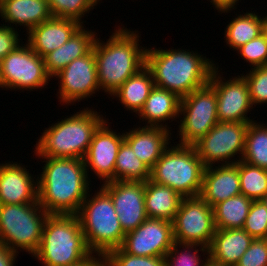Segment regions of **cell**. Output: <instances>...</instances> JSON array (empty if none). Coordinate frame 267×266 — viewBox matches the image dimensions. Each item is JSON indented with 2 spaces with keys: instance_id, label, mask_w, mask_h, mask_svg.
<instances>
[{
  "instance_id": "cell-1",
  "label": "cell",
  "mask_w": 267,
  "mask_h": 266,
  "mask_svg": "<svg viewBox=\"0 0 267 266\" xmlns=\"http://www.w3.org/2000/svg\"><path fill=\"white\" fill-rule=\"evenodd\" d=\"M35 158L44 163L37 174L39 204L48 214L77 215L93 187L84 159Z\"/></svg>"
},
{
  "instance_id": "cell-2",
  "label": "cell",
  "mask_w": 267,
  "mask_h": 266,
  "mask_svg": "<svg viewBox=\"0 0 267 266\" xmlns=\"http://www.w3.org/2000/svg\"><path fill=\"white\" fill-rule=\"evenodd\" d=\"M155 47L150 45L146 50V67L152 73L155 86L174 92L180 98L206 86L213 69L219 65L196 49Z\"/></svg>"
},
{
  "instance_id": "cell-3",
  "label": "cell",
  "mask_w": 267,
  "mask_h": 266,
  "mask_svg": "<svg viewBox=\"0 0 267 266\" xmlns=\"http://www.w3.org/2000/svg\"><path fill=\"white\" fill-rule=\"evenodd\" d=\"M119 24L110 31L106 42L97 35L93 45L100 91L107 94L108 99L128 78L146 66L147 46H140L141 32Z\"/></svg>"
},
{
  "instance_id": "cell-4",
  "label": "cell",
  "mask_w": 267,
  "mask_h": 266,
  "mask_svg": "<svg viewBox=\"0 0 267 266\" xmlns=\"http://www.w3.org/2000/svg\"><path fill=\"white\" fill-rule=\"evenodd\" d=\"M92 108V109H91ZM82 109V110H81ZM64 119L49 124L37 137L33 158H78L84 159L94 132L107 119L97 108L82 107Z\"/></svg>"
},
{
  "instance_id": "cell-5",
  "label": "cell",
  "mask_w": 267,
  "mask_h": 266,
  "mask_svg": "<svg viewBox=\"0 0 267 266\" xmlns=\"http://www.w3.org/2000/svg\"><path fill=\"white\" fill-rule=\"evenodd\" d=\"M92 255L77 215L49 214L40 246L32 259L38 260L41 266H74Z\"/></svg>"
},
{
  "instance_id": "cell-6",
  "label": "cell",
  "mask_w": 267,
  "mask_h": 266,
  "mask_svg": "<svg viewBox=\"0 0 267 266\" xmlns=\"http://www.w3.org/2000/svg\"><path fill=\"white\" fill-rule=\"evenodd\" d=\"M96 189L88 192L77 216L87 247L94 255L104 257L109 251L120 248L125 233L110 195L100 185Z\"/></svg>"
},
{
  "instance_id": "cell-7",
  "label": "cell",
  "mask_w": 267,
  "mask_h": 266,
  "mask_svg": "<svg viewBox=\"0 0 267 266\" xmlns=\"http://www.w3.org/2000/svg\"><path fill=\"white\" fill-rule=\"evenodd\" d=\"M150 169V181L166 185L182 197L200 196L206 166L194 146L172 142Z\"/></svg>"
},
{
  "instance_id": "cell-8",
  "label": "cell",
  "mask_w": 267,
  "mask_h": 266,
  "mask_svg": "<svg viewBox=\"0 0 267 266\" xmlns=\"http://www.w3.org/2000/svg\"><path fill=\"white\" fill-rule=\"evenodd\" d=\"M48 215L39 202L0 204V241L11 251L21 254L23 250L32 257L40 246Z\"/></svg>"
},
{
  "instance_id": "cell-9",
  "label": "cell",
  "mask_w": 267,
  "mask_h": 266,
  "mask_svg": "<svg viewBox=\"0 0 267 266\" xmlns=\"http://www.w3.org/2000/svg\"><path fill=\"white\" fill-rule=\"evenodd\" d=\"M179 121L175 143L190 146L219 122L216 92L209 84L181 98Z\"/></svg>"
},
{
  "instance_id": "cell-10",
  "label": "cell",
  "mask_w": 267,
  "mask_h": 266,
  "mask_svg": "<svg viewBox=\"0 0 267 266\" xmlns=\"http://www.w3.org/2000/svg\"><path fill=\"white\" fill-rule=\"evenodd\" d=\"M2 90L40 91L52 80L46 72L43 57L25 41L0 61ZM44 88V89H43Z\"/></svg>"
},
{
  "instance_id": "cell-11",
  "label": "cell",
  "mask_w": 267,
  "mask_h": 266,
  "mask_svg": "<svg viewBox=\"0 0 267 266\" xmlns=\"http://www.w3.org/2000/svg\"><path fill=\"white\" fill-rule=\"evenodd\" d=\"M250 122H218L193 146L207 167L236 164L242 160Z\"/></svg>"
},
{
  "instance_id": "cell-12",
  "label": "cell",
  "mask_w": 267,
  "mask_h": 266,
  "mask_svg": "<svg viewBox=\"0 0 267 266\" xmlns=\"http://www.w3.org/2000/svg\"><path fill=\"white\" fill-rule=\"evenodd\" d=\"M217 65L210 76L209 85L217 96V116L219 122H253L255 110L251 102L248 84L240 73L223 77L222 68ZM221 71V72H220ZM221 73V74H220ZM240 74V75H237ZM237 75V76H236ZM250 113V114H249ZM249 114V117H248Z\"/></svg>"
},
{
  "instance_id": "cell-13",
  "label": "cell",
  "mask_w": 267,
  "mask_h": 266,
  "mask_svg": "<svg viewBox=\"0 0 267 266\" xmlns=\"http://www.w3.org/2000/svg\"><path fill=\"white\" fill-rule=\"evenodd\" d=\"M53 78L60 84L58 89L55 88L58 91V102L66 109L71 105L76 107V103L88 101L92 96L99 97L101 92L93 49L83 57L73 60Z\"/></svg>"
},
{
  "instance_id": "cell-14",
  "label": "cell",
  "mask_w": 267,
  "mask_h": 266,
  "mask_svg": "<svg viewBox=\"0 0 267 266\" xmlns=\"http://www.w3.org/2000/svg\"><path fill=\"white\" fill-rule=\"evenodd\" d=\"M215 230L213 208L200 196L183 197L173 220L174 241L209 247Z\"/></svg>"
},
{
  "instance_id": "cell-15",
  "label": "cell",
  "mask_w": 267,
  "mask_h": 266,
  "mask_svg": "<svg viewBox=\"0 0 267 266\" xmlns=\"http://www.w3.org/2000/svg\"><path fill=\"white\" fill-rule=\"evenodd\" d=\"M109 120L107 117L94 132L89 149L84 157L89 180L93 182L90 177L95 174L92 179H100L99 185L115 181L116 156L124 141V130L117 133L116 129L112 128L111 124L113 122H108Z\"/></svg>"
},
{
  "instance_id": "cell-16",
  "label": "cell",
  "mask_w": 267,
  "mask_h": 266,
  "mask_svg": "<svg viewBox=\"0 0 267 266\" xmlns=\"http://www.w3.org/2000/svg\"><path fill=\"white\" fill-rule=\"evenodd\" d=\"M173 243V222L147 218L135 230L125 234L120 248L131 255L165 257Z\"/></svg>"
},
{
  "instance_id": "cell-17",
  "label": "cell",
  "mask_w": 267,
  "mask_h": 266,
  "mask_svg": "<svg viewBox=\"0 0 267 266\" xmlns=\"http://www.w3.org/2000/svg\"><path fill=\"white\" fill-rule=\"evenodd\" d=\"M101 187L110 195L125 234L135 230L148 218L145 211V182L109 181Z\"/></svg>"
},
{
  "instance_id": "cell-18",
  "label": "cell",
  "mask_w": 267,
  "mask_h": 266,
  "mask_svg": "<svg viewBox=\"0 0 267 266\" xmlns=\"http://www.w3.org/2000/svg\"><path fill=\"white\" fill-rule=\"evenodd\" d=\"M26 167L14 159L0 162V204L38 203L37 175Z\"/></svg>"
},
{
  "instance_id": "cell-19",
  "label": "cell",
  "mask_w": 267,
  "mask_h": 266,
  "mask_svg": "<svg viewBox=\"0 0 267 266\" xmlns=\"http://www.w3.org/2000/svg\"><path fill=\"white\" fill-rule=\"evenodd\" d=\"M124 131V140L130 145L136 157L150 169L172 144L173 132L161 127L137 125Z\"/></svg>"
},
{
  "instance_id": "cell-20",
  "label": "cell",
  "mask_w": 267,
  "mask_h": 266,
  "mask_svg": "<svg viewBox=\"0 0 267 266\" xmlns=\"http://www.w3.org/2000/svg\"><path fill=\"white\" fill-rule=\"evenodd\" d=\"M240 194L239 162L205 168L200 197L212 208Z\"/></svg>"
},
{
  "instance_id": "cell-21",
  "label": "cell",
  "mask_w": 267,
  "mask_h": 266,
  "mask_svg": "<svg viewBox=\"0 0 267 266\" xmlns=\"http://www.w3.org/2000/svg\"><path fill=\"white\" fill-rule=\"evenodd\" d=\"M81 26L74 19L52 17L32 28L24 39L34 52L44 57L65 44Z\"/></svg>"
},
{
  "instance_id": "cell-22",
  "label": "cell",
  "mask_w": 267,
  "mask_h": 266,
  "mask_svg": "<svg viewBox=\"0 0 267 266\" xmlns=\"http://www.w3.org/2000/svg\"><path fill=\"white\" fill-rule=\"evenodd\" d=\"M52 17L48 0H0L2 23L17 30H24L21 36L25 35L23 32L26 31L27 34L32 28Z\"/></svg>"
},
{
  "instance_id": "cell-23",
  "label": "cell",
  "mask_w": 267,
  "mask_h": 266,
  "mask_svg": "<svg viewBox=\"0 0 267 266\" xmlns=\"http://www.w3.org/2000/svg\"><path fill=\"white\" fill-rule=\"evenodd\" d=\"M180 101L181 98L176 93L155 86L146 99L142 110L136 116L140 121H138L139 125L161 127L175 133L172 129L175 130L176 128L170 126L177 125L179 122L177 119H179ZM172 122L177 123L173 124Z\"/></svg>"
},
{
  "instance_id": "cell-24",
  "label": "cell",
  "mask_w": 267,
  "mask_h": 266,
  "mask_svg": "<svg viewBox=\"0 0 267 266\" xmlns=\"http://www.w3.org/2000/svg\"><path fill=\"white\" fill-rule=\"evenodd\" d=\"M94 29L89 30L82 25L72 37L61 47L43 57L46 72L53 77L63 70L73 60L83 57L92 49L99 33Z\"/></svg>"
},
{
  "instance_id": "cell-25",
  "label": "cell",
  "mask_w": 267,
  "mask_h": 266,
  "mask_svg": "<svg viewBox=\"0 0 267 266\" xmlns=\"http://www.w3.org/2000/svg\"><path fill=\"white\" fill-rule=\"evenodd\" d=\"M253 240L243 228L216 229L208 247L209 258L222 265L235 266Z\"/></svg>"
},
{
  "instance_id": "cell-26",
  "label": "cell",
  "mask_w": 267,
  "mask_h": 266,
  "mask_svg": "<svg viewBox=\"0 0 267 266\" xmlns=\"http://www.w3.org/2000/svg\"><path fill=\"white\" fill-rule=\"evenodd\" d=\"M155 87L151 71L145 66L138 73L128 78L110 97L119 101L125 111L137 116L146 99Z\"/></svg>"
},
{
  "instance_id": "cell-27",
  "label": "cell",
  "mask_w": 267,
  "mask_h": 266,
  "mask_svg": "<svg viewBox=\"0 0 267 266\" xmlns=\"http://www.w3.org/2000/svg\"><path fill=\"white\" fill-rule=\"evenodd\" d=\"M182 198L169 186L150 180L145 182V211L148 218L173 222Z\"/></svg>"
},
{
  "instance_id": "cell-28",
  "label": "cell",
  "mask_w": 267,
  "mask_h": 266,
  "mask_svg": "<svg viewBox=\"0 0 267 266\" xmlns=\"http://www.w3.org/2000/svg\"><path fill=\"white\" fill-rule=\"evenodd\" d=\"M250 9H246V12L242 10V13L238 11L240 9H237L238 13L234 11L236 16L234 15L232 19H229L230 22L226 24L224 29L223 38H225L226 48L229 47L230 50L233 48L232 51L234 52L262 34L261 15L259 11L256 12L257 8L256 10L254 7Z\"/></svg>"
},
{
  "instance_id": "cell-29",
  "label": "cell",
  "mask_w": 267,
  "mask_h": 266,
  "mask_svg": "<svg viewBox=\"0 0 267 266\" xmlns=\"http://www.w3.org/2000/svg\"><path fill=\"white\" fill-rule=\"evenodd\" d=\"M252 202V199L240 194L216 204L213 207L215 228H243Z\"/></svg>"
},
{
  "instance_id": "cell-30",
  "label": "cell",
  "mask_w": 267,
  "mask_h": 266,
  "mask_svg": "<svg viewBox=\"0 0 267 266\" xmlns=\"http://www.w3.org/2000/svg\"><path fill=\"white\" fill-rule=\"evenodd\" d=\"M262 120L248 125L242 161L267 169V122Z\"/></svg>"
},
{
  "instance_id": "cell-31",
  "label": "cell",
  "mask_w": 267,
  "mask_h": 266,
  "mask_svg": "<svg viewBox=\"0 0 267 266\" xmlns=\"http://www.w3.org/2000/svg\"><path fill=\"white\" fill-rule=\"evenodd\" d=\"M150 179V168L138 159L124 140L119 148L115 163V181H140Z\"/></svg>"
},
{
  "instance_id": "cell-32",
  "label": "cell",
  "mask_w": 267,
  "mask_h": 266,
  "mask_svg": "<svg viewBox=\"0 0 267 266\" xmlns=\"http://www.w3.org/2000/svg\"><path fill=\"white\" fill-rule=\"evenodd\" d=\"M208 258V247L174 241L165 255V266H204Z\"/></svg>"
},
{
  "instance_id": "cell-33",
  "label": "cell",
  "mask_w": 267,
  "mask_h": 266,
  "mask_svg": "<svg viewBox=\"0 0 267 266\" xmlns=\"http://www.w3.org/2000/svg\"><path fill=\"white\" fill-rule=\"evenodd\" d=\"M241 194L260 200L267 193V169L239 161Z\"/></svg>"
},
{
  "instance_id": "cell-34",
  "label": "cell",
  "mask_w": 267,
  "mask_h": 266,
  "mask_svg": "<svg viewBox=\"0 0 267 266\" xmlns=\"http://www.w3.org/2000/svg\"><path fill=\"white\" fill-rule=\"evenodd\" d=\"M48 3L53 17L74 19L82 25L86 23L83 18L100 5L96 0H48Z\"/></svg>"
},
{
  "instance_id": "cell-35",
  "label": "cell",
  "mask_w": 267,
  "mask_h": 266,
  "mask_svg": "<svg viewBox=\"0 0 267 266\" xmlns=\"http://www.w3.org/2000/svg\"><path fill=\"white\" fill-rule=\"evenodd\" d=\"M247 84L249 89V94L251 102L254 108L258 105H267V65L262 67H254L244 71L241 74Z\"/></svg>"
},
{
  "instance_id": "cell-36",
  "label": "cell",
  "mask_w": 267,
  "mask_h": 266,
  "mask_svg": "<svg viewBox=\"0 0 267 266\" xmlns=\"http://www.w3.org/2000/svg\"><path fill=\"white\" fill-rule=\"evenodd\" d=\"M103 262L104 266H165V257L136 256L116 248L103 257Z\"/></svg>"
},
{
  "instance_id": "cell-37",
  "label": "cell",
  "mask_w": 267,
  "mask_h": 266,
  "mask_svg": "<svg viewBox=\"0 0 267 266\" xmlns=\"http://www.w3.org/2000/svg\"><path fill=\"white\" fill-rule=\"evenodd\" d=\"M243 229L254 239H267V208L261 200H253Z\"/></svg>"
},
{
  "instance_id": "cell-38",
  "label": "cell",
  "mask_w": 267,
  "mask_h": 266,
  "mask_svg": "<svg viewBox=\"0 0 267 266\" xmlns=\"http://www.w3.org/2000/svg\"><path fill=\"white\" fill-rule=\"evenodd\" d=\"M238 59L240 57L250 66L262 67L267 65V38L261 34L257 38L247 42L236 50ZM248 63V64H247Z\"/></svg>"
},
{
  "instance_id": "cell-39",
  "label": "cell",
  "mask_w": 267,
  "mask_h": 266,
  "mask_svg": "<svg viewBox=\"0 0 267 266\" xmlns=\"http://www.w3.org/2000/svg\"><path fill=\"white\" fill-rule=\"evenodd\" d=\"M235 266H267V239H254Z\"/></svg>"
},
{
  "instance_id": "cell-40",
  "label": "cell",
  "mask_w": 267,
  "mask_h": 266,
  "mask_svg": "<svg viewBox=\"0 0 267 266\" xmlns=\"http://www.w3.org/2000/svg\"><path fill=\"white\" fill-rule=\"evenodd\" d=\"M20 32L21 30L0 24V61L24 42Z\"/></svg>"
},
{
  "instance_id": "cell-41",
  "label": "cell",
  "mask_w": 267,
  "mask_h": 266,
  "mask_svg": "<svg viewBox=\"0 0 267 266\" xmlns=\"http://www.w3.org/2000/svg\"><path fill=\"white\" fill-rule=\"evenodd\" d=\"M210 2L214 10L216 9L219 14L226 13L231 16L232 11H236L238 8L239 3H241L242 0H207ZM240 1V2H239Z\"/></svg>"
},
{
  "instance_id": "cell-42",
  "label": "cell",
  "mask_w": 267,
  "mask_h": 266,
  "mask_svg": "<svg viewBox=\"0 0 267 266\" xmlns=\"http://www.w3.org/2000/svg\"><path fill=\"white\" fill-rule=\"evenodd\" d=\"M19 254L8 249L0 241V266H16L17 257Z\"/></svg>"
},
{
  "instance_id": "cell-43",
  "label": "cell",
  "mask_w": 267,
  "mask_h": 266,
  "mask_svg": "<svg viewBox=\"0 0 267 266\" xmlns=\"http://www.w3.org/2000/svg\"><path fill=\"white\" fill-rule=\"evenodd\" d=\"M74 266H104L103 257L92 255L88 260Z\"/></svg>"
},
{
  "instance_id": "cell-44",
  "label": "cell",
  "mask_w": 267,
  "mask_h": 266,
  "mask_svg": "<svg viewBox=\"0 0 267 266\" xmlns=\"http://www.w3.org/2000/svg\"><path fill=\"white\" fill-rule=\"evenodd\" d=\"M261 31H262V34L267 38V13L266 12L265 14L263 13V16L261 13Z\"/></svg>"
},
{
  "instance_id": "cell-45",
  "label": "cell",
  "mask_w": 267,
  "mask_h": 266,
  "mask_svg": "<svg viewBox=\"0 0 267 266\" xmlns=\"http://www.w3.org/2000/svg\"><path fill=\"white\" fill-rule=\"evenodd\" d=\"M204 266H227V265H222V264L216 263L215 261L208 258V260L205 262Z\"/></svg>"
},
{
  "instance_id": "cell-46",
  "label": "cell",
  "mask_w": 267,
  "mask_h": 266,
  "mask_svg": "<svg viewBox=\"0 0 267 266\" xmlns=\"http://www.w3.org/2000/svg\"><path fill=\"white\" fill-rule=\"evenodd\" d=\"M267 208V193L260 199Z\"/></svg>"
},
{
  "instance_id": "cell-47",
  "label": "cell",
  "mask_w": 267,
  "mask_h": 266,
  "mask_svg": "<svg viewBox=\"0 0 267 266\" xmlns=\"http://www.w3.org/2000/svg\"><path fill=\"white\" fill-rule=\"evenodd\" d=\"M0 88L2 89L1 77H0Z\"/></svg>"
}]
</instances>
